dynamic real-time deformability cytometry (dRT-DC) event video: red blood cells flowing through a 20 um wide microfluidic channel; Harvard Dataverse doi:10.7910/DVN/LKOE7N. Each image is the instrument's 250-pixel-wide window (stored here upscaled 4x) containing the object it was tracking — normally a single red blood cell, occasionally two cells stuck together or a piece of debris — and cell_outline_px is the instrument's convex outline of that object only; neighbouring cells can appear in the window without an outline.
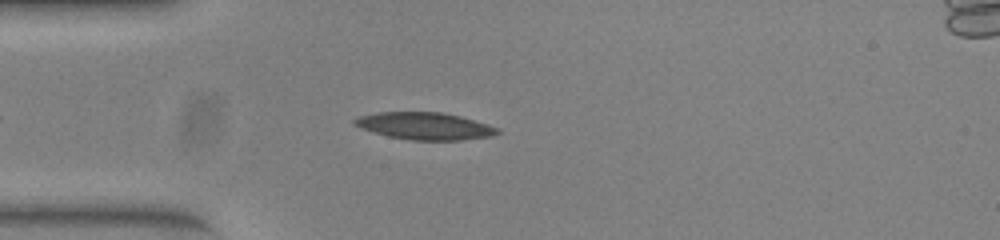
{"species": "common noctule bat (a hibernating species)", "species_latin": "Nyctalus noctula", "temperature_condition": "warm", "stored_images_in_passage": 42, "camera_frame_rate_fps": 3000, "um_per_image_px": 0.085, "animal": {"sex": "female", "body_mass_g": 23.0, "forearm_length_mm": 53.4}, "frame": {"image": 1, "passage_image": 7, "time_ms": 2.0, "image_size_px": [1000, 240], "cell_outline_px": [[500, 132], [492, 136], [460, 140], [412, 140], [388, 136], [360, 128], [352, 124], [352, 120], [360, 116], [380, 112], [440, 112], [460, 116], [488, 124], [500, 128]], "centroid_in_image_um": [36.11, 10.71], "position_along_channel_um": 48.9, "area_um2": 22.6}}
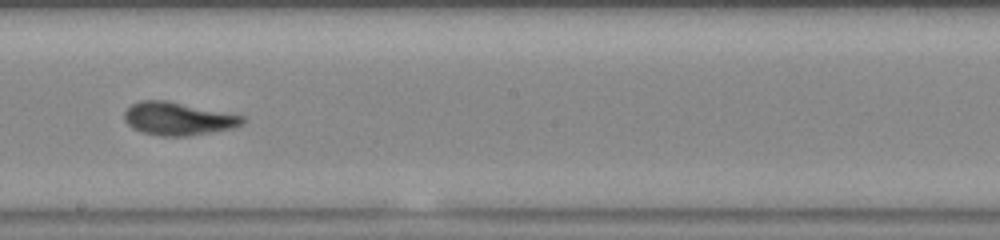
{"frame": {"image": 2, "passage_image": 22, "time_ms": 7.0, "image_size_px": [1000, 240], "cell_outline_px": [[248, 120], [244, 124], [232, 128], [188, 136], [160, 136], [140, 132], [132, 128], [124, 120], [124, 112], [132, 104], [140, 100], [168, 100], [244, 116]], "centroid_in_image_um": [15.13, 10.09], "position_along_channel_um": 233.1, "area_um2": 22.89}}
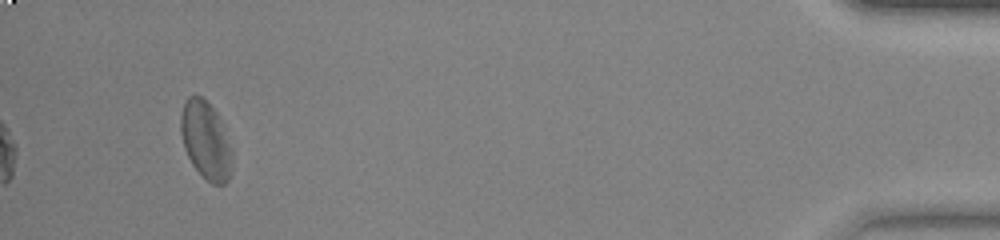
{"frame": {"image": 3, "passage_image": 42, "time_ms": 13.667, "image_size_px": [1000, 240], "cell_outline_px": [[228, 180], [224, 184], [212, 184], [192, 164], [184, 148], [180, 132], [180, 116], [184, 104], [188, 96], [204, 96], [216, 112], [220, 120], [228, 148]], "centroid_in_image_um": [17.39, 11.85], "position_along_channel_um": 417.8, "area_um2": 22.14}, "authors_computed_cell_mechanics": {"area_um2": 22.253, "velocity_mm_per_s": 3.9182, "shape_relaxation_time_tau1_ms": 4.73, "shape_relaxation_time_tau2_ms": 2.357, "deformation_change_tau1": 0.1629, "deformation_change_tau2": 0.0887}}